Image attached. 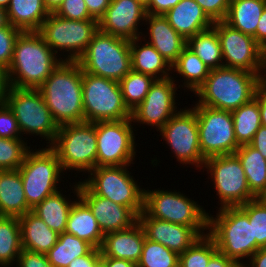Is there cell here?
Returning a JSON list of instances; mask_svg holds the SVG:
<instances>
[{"label": "cell", "instance_id": "1", "mask_svg": "<svg viewBox=\"0 0 266 267\" xmlns=\"http://www.w3.org/2000/svg\"><path fill=\"white\" fill-rule=\"evenodd\" d=\"M63 61L37 31L21 32L7 69L9 86L38 89Z\"/></svg>", "mask_w": 266, "mask_h": 267}, {"label": "cell", "instance_id": "2", "mask_svg": "<svg viewBox=\"0 0 266 267\" xmlns=\"http://www.w3.org/2000/svg\"><path fill=\"white\" fill-rule=\"evenodd\" d=\"M82 76L77 61H63L38 88L58 126L84 122Z\"/></svg>", "mask_w": 266, "mask_h": 267}, {"label": "cell", "instance_id": "3", "mask_svg": "<svg viewBox=\"0 0 266 267\" xmlns=\"http://www.w3.org/2000/svg\"><path fill=\"white\" fill-rule=\"evenodd\" d=\"M263 81L258 74L243 69L225 66L211 69L195 92L199 98L196 105L232 112L254 98Z\"/></svg>", "mask_w": 266, "mask_h": 267}, {"label": "cell", "instance_id": "4", "mask_svg": "<svg viewBox=\"0 0 266 267\" xmlns=\"http://www.w3.org/2000/svg\"><path fill=\"white\" fill-rule=\"evenodd\" d=\"M208 230L217 250L241 267L245 262L240 260L250 258L256 252L252 222L240 206L221 208L215 218L210 214Z\"/></svg>", "mask_w": 266, "mask_h": 267}, {"label": "cell", "instance_id": "5", "mask_svg": "<svg viewBox=\"0 0 266 267\" xmlns=\"http://www.w3.org/2000/svg\"><path fill=\"white\" fill-rule=\"evenodd\" d=\"M77 62L83 72L119 82L131 71L130 40L98 30Z\"/></svg>", "mask_w": 266, "mask_h": 267}, {"label": "cell", "instance_id": "6", "mask_svg": "<svg viewBox=\"0 0 266 267\" xmlns=\"http://www.w3.org/2000/svg\"><path fill=\"white\" fill-rule=\"evenodd\" d=\"M58 156L63 171L89 172L96 167V123L81 122L59 126L50 146Z\"/></svg>", "mask_w": 266, "mask_h": 267}, {"label": "cell", "instance_id": "7", "mask_svg": "<svg viewBox=\"0 0 266 267\" xmlns=\"http://www.w3.org/2000/svg\"><path fill=\"white\" fill-rule=\"evenodd\" d=\"M3 101L14 113L22 135L31 133L46 138V147L53 144L59 126L38 89L9 87Z\"/></svg>", "mask_w": 266, "mask_h": 267}, {"label": "cell", "instance_id": "8", "mask_svg": "<svg viewBox=\"0 0 266 267\" xmlns=\"http://www.w3.org/2000/svg\"><path fill=\"white\" fill-rule=\"evenodd\" d=\"M84 122L120 121L131 118L119 82L86 72L82 76Z\"/></svg>", "mask_w": 266, "mask_h": 267}, {"label": "cell", "instance_id": "9", "mask_svg": "<svg viewBox=\"0 0 266 267\" xmlns=\"http://www.w3.org/2000/svg\"><path fill=\"white\" fill-rule=\"evenodd\" d=\"M18 170L27 204L31 208L59 191L57 185L62 179L60 173H63V169L57 154L50 146L35 152L30 149Z\"/></svg>", "mask_w": 266, "mask_h": 267}, {"label": "cell", "instance_id": "10", "mask_svg": "<svg viewBox=\"0 0 266 267\" xmlns=\"http://www.w3.org/2000/svg\"><path fill=\"white\" fill-rule=\"evenodd\" d=\"M143 211L152 218L197 227L204 235L208 229L209 213L181 192L145 190Z\"/></svg>", "mask_w": 266, "mask_h": 267}, {"label": "cell", "instance_id": "11", "mask_svg": "<svg viewBox=\"0 0 266 267\" xmlns=\"http://www.w3.org/2000/svg\"><path fill=\"white\" fill-rule=\"evenodd\" d=\"M98 30L97 20H69L52 12L37 32L56 55L69 53L64 61H77Z\"/></svg>", "mask_w": 266, "mask_h": 267}, {"label": "cell", "instance_id": "12", "mask_svg": "<svg viewBox=\"0 0 266 267\" xmlns=\"http://www.w3.org/2000/svg\"><path fill=\"white\" fill-rule=\"evenodd\" d=\"M124 166L95 167L82 181L95 195L129 207L137 216L143 211L144 188L131 176Z\"/></svg>", "mask_w": 266, "mask_h": 267}, {"label": "cell", "instance_id": "13", "mask_svg": "<svg viewBox=\"0 0 266 267\" xmlns=\"http://www.w3.org/2000/svg\"><path fill=\"white\" fill-rule=\"evenodd\" d=\"M203 167L208 169L217 195L220 208L242 206L256 199L251 193L244 169L235 154L206 158Z\"/></svg>", "mask_w": 266, "mask_h": 267}, {"label": "cell", "instance_id": "14", "mask_svg": "<svg viewBox=\"0 0 266 267\" xmlns=\"http://www.w3.org/2000/svg\"><path fill=\"white\" fill-rule=\"evenodd\" d=\"M213 28L220 39L225 67L247 70L266 79V51L253 37L231 27L224 20L214 22Z\"/></svg>", "mask_w": 266, "mask_h": 267}, {"label": "cell", "instance_id": "15", "mask_svg": "<svg viewBox=\"0 0 266 267\" xmlns=\"http://www.w3.org/2000/svg\"><path fill=\"white\" fill-rule=\"evenodd\" d=\"M197 116L200 150L203 157L234 154L237 144L231 111L203 105L193 107Z\"/></svg>", "mask_w": 266, "mask_h": 267}, {"label": "cell", "instance_id": "16", "mask_svg": "<svg viewBox=\"0 0 266 267\" xmlns=\"http://www.w3.org/2000/svg\"><path fill=\"white\" fill-rule=\"evenodd\" d=\"M132 119L96 122V167L124 166L133 163L136 142Z\"/></svg>", "mask_w": 266, "mask_h": 267}, {"label": "cell", "instance_id": "17", "mask_svg": "<svg viewBox=\"0 0 266 267\" xmlns=\"http://www.w3.org/2000/svg\"><path fill=\"white\" fill-rule=\"evenodd\" d=\"M184 109L176 112L159 132L180 164L201 169L206 159L200 150L197 116L194 108Z\"/></svg>", "mask_w": 266, "mask_h": 267}, {"label": "cell", "instance_id": "18", "mask_svg": "<svg viewBox=\"0 0 266 267\" xmlns=\"http://www.w3.org/2000/svg\"><path fill=\"white\" fill-rule=\"evenodd\" d=\"M174 78L156 79L145 99L131 111L132 122L155 126L159 131L178 111Z\"/></svg>", "mask_w": 266, "mask_h": 267}, {"label": "cell", "instance_id": "19", "mask_svg": "<svg viewBox=\"0 0 266 267\" xmlns=\"http://www.w3.org/2000/svg\"><path fill=\"white\" fill-rule=\"evenodd\" d=\"M146 15V8L136 0H111L105 14L98 21L99 30L134 40L143 36L138 27L141 21H145Z\"/></svg>", "mask_w": 266, "mask_h": 267}, {"label": "cell", "instance_id": "20", "mask_svg": "<svg viewBox=\"0 0 266 267\" xmlns=\"http://www.w3.org/2000/svg\"><path fill=\"white\" fill-rule=\"evenodd\" d=\"M145 237L161 243L170 250L181 254L197 239L204 235L197 227H189L149 217L144 211L138 215Z\"/></svg>", "mask_w": 266, "mask_h": 267}, {"label": "cell", "instance_id": "21", "mask_svg": "<svg viewBox=\"0 0 266 267\" xmlns=\"http://www.w3.org/2000/svg\"><path fill=\"white\" fill-rule=\"evenodd\" d=\"M79 197L89 206L104 235L130 228L138 221L129 207L95 195L82 181H79Z\"/></svg>", "mask_w": 266, "mask_h": 267}, {"label": "cell", "instance_id": "22", "mask_svg": "<svg viewBox=\"0 0 266 267\" xmlns=\"http://www.w3.org/2000/svg\"><path fill=\"white\" fill-rule=\"evenodd\" d=\"M145 238L144 230L138 221L130 228L107 233L100 248L101 256L124 259L137 264Z\"/></svg>", "mask_w": 266, "mask_h": 267}, {"label": "cell", "instance_id": "23", "mask_svg": "<svg viewBox=\"0 0 266 267\" xmlns=\"http://www.w3.org/2000/svg\"><path fill=\"white\" fill-rule=\"evenodd\" d=\"M145 22L149 26V41L171 66L176 62L178 56L187 46V41L179 35L169 24L164 15L147 14Z\"/></svg>", "mask_w": 266, "mask_h": 267}, {"label": "cell", "instance_id": "24", "mask_svg": "<svg viewBox=\"0 0 266 267\" xmlns=\"http://www.w3.org/2000/svg\"><path fill=\"white\" fill-rule=\"evenodd\" d=\"M164 16L186 41L214 24L195 0H181Z\"/></svg>", "mask_w": 266, "mask_h": 267}, {"label": "cell", "instance_id": "25", "mask_svg": "<svg viewBox=\"0 0 266 267\" xmlns=\"http://www.w3.org/2000/svg\"><path fill=\"white\" fill-rule=\"evenodd\" d=\"M75 183L74 187L71 188H74L72 190L78 199L71 207L65 232L88 242L96 249H100L104 234L89 206L79 197V182Z\"/></svg>", "mask_w": 266, "mask_h": 267}, {"label": "cell", "instance_id": "26", "mask_svg": "<svg viewBox=\"0 0 266 267\" xmlns=\"http://www.w3.org/2000/svg\"><path fill=\"white\" fill-rule=\"evenodd\" d=\"M30 211L19 170H0V216L19 218Z\"/></svg>", "mask_w": 266, "mask_h": 267}, {"label": "cell", "instance_id": "27", "mask_svg": "<svg viewBox=\"0 0 266 267\" xmlns=\"http://www.w3.org/2000/svg\"><path fill=\"white\" fill-rule=\"evenodd\" d=\"M23 249L46 254L57 242L58 233L32 211L19 217Z\"/></svg>", "mask_w": 266, "mask_h": 267}, {"label": "cell", "instance_id": "28", "mask_svg": "<svg viewBox=\"0 0 266 267\" xmlns=\"http://www.w3.org/2000/svg\"><path fill=\"white\" fill-rule=\"evenodd\" d=\"M50 12L43 0H10L7 22L22 32L38 31Z\"/></svg>", "mask_w": 266, "mask_h": 267}, {"label": "cell", "instance_id": "29", "mask_svg": "<svg viewBox=\"0 0 266 267\" xmlns=\"http://www.w3.org/2000/svg\"><path fill=\"white\" fill-rule=\"evenodd\" d=\"M142 38L130 40L131 70L147 74L155 79H165L170 76L171 65L166 62L162 55L149 43L138 42ZM158 76V77H157Z\"/></svg>", "mask_w": 266, "mask_h": 267}, {"label": "cell", "instance_id": "30", "mask_svg": "<svg viewBox=\"0 0 266 267\" xmlns=\"http://www.w3.org/2000/svg\"><path fill=\"white\" fill-rule=\"evenodd\" d=\"M266 0H230L225 22L257 42V26Z\"/></svg>", "mask_w": 266, "mask_h": 267}, {"label": "cell", "instance_id": "31", "mask_svg": "<svg viewBox=\"0 0 266 267\" xmlns=\"http://www.w3.org/2000/svg\"><path fill=\"white\" fill-rule=\"evenodd\" d=\"M234 154L242 164L251 193L261 198L266 193V159L250 144L240 146Z\"/></svg>", "mask_w": 266, "mask_h": 267}, {"label": "cell", "instance_id": "32", "mask_svg": "<svg viewBox=\"0 0 266 267\" xmlns=\"http://www.w3.org/2000/svg\"><path fill=\"white\" fill-rule=\"evenodd\" d=\"M57 191L38 203L32 212L58 234L66 231L69 213L74 201Z\"/></svg>", "mask_w": 266, "mask_h": 267}, {"label": "cell", "instance_id": "33", "mask_svg": "<svg viewBox=\"0 0 266 267\" xmlns=\"http://www.w3.org/2000/svg\"><path fill=\"white\" fill-rule=\"evenodd\" d=\"M94 247L77 236L63 232L58 235L56 244L46 253L53 267H68L75 259L88 255Z\"/></svg>", "mask_w": 266, "mask_h": 267}, {"label": "cell", "instance_id": "34", "mask_svg": "<svg viewBox=\"0 0 266 267\" xmlns=\"http://www.w3.org/2000/svg\"><path fill=\"white\" fill-rule=\"evenodd\" d=\"M22 249L19 218L0 216V266H13Z\"/></svg>", "mask_w": 266, "mask_h": 267}, {"label": "cell", "instance_id": "35", "mask_svg": "<svg viewBox=\"0 0 266 267\" xmlns=\"http://www.w3.org/2000/svg\"><path fill=\"white\" fill-rule=\"evenodd\" d=\"M235 137L239 146L250 144L261 124L258 100L254 97L231 112Z\"/></svg>", "mask_w": 266, "mask_h": 267}, {"label": "cell", "instance_id": "36", "mask_svg": "<svg viewBox=\"0 0 266 267\" xmlns=\"http://www.w3.org/2000/svg\"><path fill=\"white\" fill-rule=\"evenodd\" d=\"M187 47L211 70L223 67L221 43L217 31L212 27L187 40Z\"/></svg>", "mask_w": 266, "mask_h": 267}, {"label": "cell", "instance_id": "37", "mask_svg": "<svg viewBox=\"0 0 266 267\" xmlns=\"http://www.w3.org/2000/svg\"><path fill=\"white\" fill-rule=\"evenodd\" d=\"M171 69L181 75L180 77H184V87L193 93L204 83L210 72L203 61L187 46L171 66Z\"/></svg>", "mask_w": 266, "mask_h": 267}, {"label": "cell", "instance_id": "38", "mask_svg": "<svg viewBox=\"0 0 266 267\" xmlns=\"http://www.w3.org/2000/svg\"><path fill=\"white\" fill-rule=\"evenodd\" d=\"M156 79L150 75L131 70L119 81L125 105L133 111L146 97Z\"/></svg>", "mask_w": 266, "mask_h": 267}, {"label": "cell", "instance_id": "39", "mask_svg": "<svg viewBox=\"0 0 266 267\" xmlns=\"http://www.w3.org/2000/svg\"><path fill=\"white\" fill-rule=\"evenodd\" d=\"M136 267H179V254L145 238Z\"/></svg>", "mask_w": 266, "mask_h": 267}, {"label": "cell", "instance_id": "40", "mask_svg": "<svg viewBox=\"0 0 266 267\" xmlns=\"http://www.w3.org/2000/svg\"><path fill=\"white\" fill-rule=\"evenodd\" d=\"M213 238L207 233L197 239L183 253L179 254V267H206L217 252Z\"/></svg>", "mask_w": 266, "mask_h": 267}, {"label": "cell", "instance_id": "41", "mask_svg": "<svg viewBox=\"0 0 266 267\" xmlns=\"http://www.w3.org/2000/svg\"><path fill=\"white\" fill-rule=\"evenodd\" d=\"M29 150L30 146L22 138L0 137V170L19 169Z\"/></svg>", "mask_w": 266, "mask_h": 267}, {"label": "cell", "instance_id": "42", "mask_svg": "<svg viewBox=\"0 0 266 267\" xmlns=\"http://www.w3.org/2000/svg\"><path fill=\"white\" fill-rule=\"evenodd\" d=\"M252 222L253 238L256 239V251L266 247V202L256 198L240 206Z\"/></svg>", "mask_w": 266, "mask_h": 267}, {"label": "cell", "instance_id": "43", "mask_svg": "<svg viewBox=\"0 0 266 267\" xmlns=\"http://www.w3.org/2000/svg\"><path fill=\"white\" fill-rule=\"evenodd\" d=\"M22 31L9 23L0 28V65L8 69L17 37Z\"/></svg>", "mask_w": 266, "mask_h": 267}, {"label": "cell", "instance_id": "44", "mask_svg": "<svg viewBox=\"0 0 266 267\" xmlns=\"http://www.w3.org/2000/svg\"><path fill=\"white\" fill-rule=\"evenodd\" d=\"M54 13L69 20H96L89 14L84 0H64Z\"/></svg>", "mask_w": 266, "mask_h": 267}, {"label": "cell", "instance_id": "45", "mask_svg": "<svg viewBox=\"0 0 266 267\" xmlns=\"http://www.w3.org/2000/svg\"><path fill=\"white\" fill-rule=\"evenodd\" d=\"M0 137L8 139L23 137L14 113L4 101L0 102Z\"/></svg>", "mask_w": 266, "mask_h": 267}, {"label": "cell", "instance_id": "46", "mask_svg": "<svg viewBox=\"0 0 266 267\" xmlns=\"http://www.w3.org/2000/svg\"><path fill=\"white\" fill-rule=\"evenodd\" d=\"M207 16L213 21L225 20L230 0H195Z\"/></svg>", "mask_w": 266, "mask_h": 267}, {"label": "cell", "instance_id": "47", "mask_svg": "<svg viewBox=\"0 0 266 267\" xmlns=\"http://www.w3.org/2000/svg\"><path fill=\"white\" fill-rule=\"evenodd\" d=\"M17 267H53L46 254L22 249L16 262Z\"/></svg>", "mask_w": 266, "mask_h": 267}, {"label": "cell", "instance_id": "48", "mask_svg": "<svg viewBox=\"0 0 266 267\" xmlns=\"http://www.w3.org/2000/svg\"><path fill=\"white\" fill-rule=\"evenodd\" d=\"M181 0H150L146 8L147 14L164 15Z\"/></svg>", "mask_w": 266, "mask_h": 267}, {"label": "cell", "instance_id": "49", "mask_svg": "<svg viewBox=\"0 0 266 267\" xmlns=\"http://www.w3.org/2000/svg\"><path fill=\"white\" fill-rule=\"evenodd\" d=\"M89 14L99 21L109 7L111 0H84Z\"/></svg>", "mask_w": 266, "mask_h": 267}, {"label": "cell", "instance_id": "50", "mask_svg": "<svg viewBox=\"0 0 266 267\" xmlns=\"http://www.w3.org/2000/svg\"><path fill=\"white\" fill-rule=\"evenodd\" d=\"M100 259V249L94 248L88 255L75 258L68 267H94Z\"/></svg>", "mask_w": 266, "mask_h": 267}, {"label": "cell", "instance_id": "51", "mask_svg": "<svg viewBox=\"0 0 266 267\" xmlns=\"http://www.w3.org/2000/svg\"><path fill=\"white\" fill-rule=\"evenodd\" d=\"M254 97L259 103L261 124L266 127V80L257 87Z\"/></svg>", "mask_w": 266, "mask_h": 267}, {"label": "cell", "instance_id": "52", "mask_svg": "<svg viewBox=\"0 0 266 267\" xmlns=\"http://www.w3.org/2000/svg\"><path fill=\"white\" fill-rule=\"evenodd\" d=\"M250 145L257 149L261 155L266 159V127L260 126L259 130L255 133Z\"/></svg>", "mask_w": 266, "mask_h": 267}, {"label": "cell", "instance_id": "53", "mask_svg": "<svg viewBox=\"0 0 266 267\" xmlns=\"http://www.w3.org/2000/svg\"><path fill=\"white\" fill-rule=\"evenodd\" d=\"M206 267H241L234 260L217 251L209 260Z\"/></svg>", "mask_w": 266, "mask_h": 267}, {"label": "cell", "instance_id": "54", "mask_svg": "<svg viewBox=\"0 0 266 267\" xmlns=\"http://www.w3.org/2000/svg\"><path fill=\"white\" fill-rule=\"evenodd\" d=\"M257 43L266 51V6L257 26Z\"/></svg>", "mask_w": 266, "mask_h": 267}, {"label": "cell", "instance_id": "55", "mask_svg": "<svg viewBox=\"0 0 266 267\" xmlns=\"http://www.w3.org/2000/svg\"><path fill=\"white\" fill-rule=\"evenodd\" d=\"M249 264L242 267H266V247L259 248L250 258Z\"/></svg>", "mask_w": 266, "mask_h": 267}, {"label": "cell", "instance_id": "56", "mask_svg": "<svg viewBox=\"0 0 266 267\" xmlns=\"http://www.w3.org/2000/svg\"><path fill=\"white\" fill-rule=\"evenodd\" d=\"M9 87L7 69L0 65V102L4 100Z\"/></svg>", "mask_w": 266, "mask_h": 267}, {"label": "cell", "instance_id": "57", "mask_svg": "<svg viewBox=\"0 0 266 267\" xmlns=\"http://www.w3.org/2000/svg\"><path fill=\"white\" fill-rule=\"evenodd\" d=\"M106 267H136L131 261L106 257Z\"/></svg>", "mask_w": 266, "mask_h": 267}, {"label": "cell", "instance_id": "58", "mask_svg": "<svg viewBox=\"0 0 266 267\" xmlns=\"http://www.w3.org/2000/svg\"><path fill=\"white\" fill-rule=\"evenodd\" d=\"M64 0H43L45 7L50 13L55 12Z\"/></svg>", "mask_w": 266, "mask_h": 267}, {"label": "cell", "instance_id": "59", "mask_svg": "<svg viewBox=\"0 0 266 267\" xmlns=\"http://www.w3.org/2000/svg\"><path fill=\"white\" fill-rule=\"evenodd\" d=\"M6 10L0 8V28L7 24Z\"/></svg>", "mask_w": 266, "mask_h": 267}, {"label": "cell", "instance_id": "60", "mask_svg": "<svg viewBox=\"0 0 266 267\" xmlns=\"http://www.w3.org/2000/svg\"><path fill=\"white\" fill-rule=\"evenodd\" d=\"M94 267H106V257L101 256V259L94 265Z\"/></svg>", "mask_w": 266, "mask_h": 267}, {"label": "cell", "instance_id": "61", "mask_svg": "<svg viewBox=\"0 0 266 267\" xmlns=\"http://www.w3.org/2000/svg\"><path fill=\"white\" fill-rule=\"evenodd\" d=\"M10 0H0V8H3L4 10L7 9L9 5Z\"/></svg>", "mask_w": 266, "mask_h": 267}, {"label": "cell", "instance_id": "62", "mask_svg": "<svg viewBox=\"0 0 266 267\" xmlns=\"http://www.w3.org/2000/svg\"><path fill=\"white\" fill-rule=\"evenodd\" d=\"M139 2L141 5H143L145 8H147L150 4V0H136Z\"/></svg>", "mask_w": 266, "mask_h": 267}, {"label": "cell", "instance_id": "63", "mask_svg": "<svg viewBox=\"0 0 266 267\" xmlns=\"http://www.w3.org/2000/svg\"><path fill=\"white\" fill-rule=\"evenodd\" d=\"M261 198L266 202V193Z\"/></svg>", "mask_w": 266, "mask_h": 267}]
</instances>
